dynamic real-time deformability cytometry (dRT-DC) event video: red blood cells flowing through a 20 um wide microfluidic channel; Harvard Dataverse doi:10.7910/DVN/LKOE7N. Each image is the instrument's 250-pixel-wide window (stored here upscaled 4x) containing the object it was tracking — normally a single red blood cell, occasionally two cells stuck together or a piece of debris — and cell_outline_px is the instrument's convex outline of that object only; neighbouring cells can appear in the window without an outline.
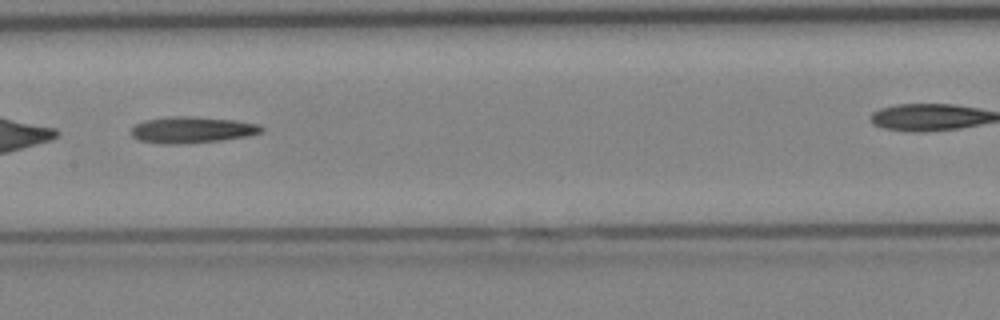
{"species": "Egyptian fruit bat (a non-hibernating species)", "species_latin": "Rousettus aegyptiacus", "temperature_condition": "cold", "stored_images_in_passage": 32, "camera_frame_rate_fps": 3000, "um_per_image_px": 0.085, "animal": {"sex": "female"}, "frame": {"image": 1, "passage_image": 19, "time_ms": 6.0, "image_size_px": [1000, 320], "cell_outline_px": [[264, 132], [244, 136], [220, 140], [176, 144], [164, 144], [140, 140], [132, 136], [132, 128], [136, 124], [144, 120], [172, 116], [188, 116], [236, 120], [256, 124], [264, 128]], "centroid_in_image_um": [16.31, 11.03], "position_along_channel_um": 191.1, "area_um2": 19.71}}